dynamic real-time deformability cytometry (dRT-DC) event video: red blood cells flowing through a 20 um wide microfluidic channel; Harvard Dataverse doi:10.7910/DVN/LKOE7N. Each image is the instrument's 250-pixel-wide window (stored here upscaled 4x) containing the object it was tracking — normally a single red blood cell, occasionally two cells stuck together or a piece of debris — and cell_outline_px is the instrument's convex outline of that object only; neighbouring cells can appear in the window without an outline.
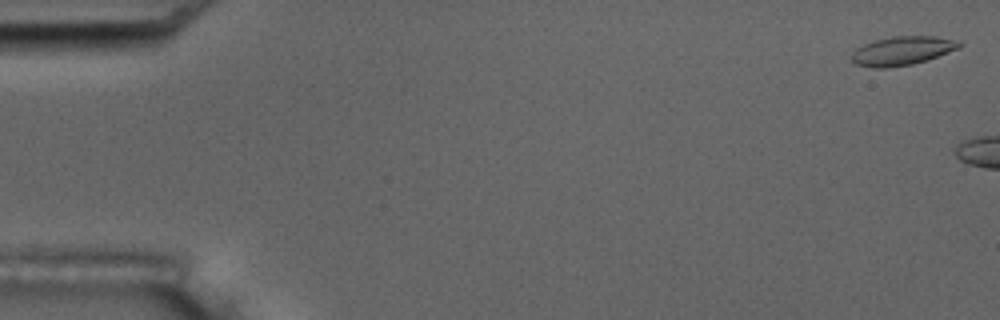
{"species": "common noctule bat (a hibernating species)", "species_latin": "Nyctalus noctula", "temperature_condition": "room temperature", "stored_images_in_passage": 6, "camera_frame_rate_fps": 3000, "um_per_image_px": 0.085, "animal": {"sex": "male", "body_mass_g": 17.5, "forearm_length_mm": 52.3}, "frame": {"image": 1, "passage_image": 1, "time_ms": 0.0, "image_size_px": [1000, 320], "cell_outline_px": [[964, 44], [960, 48], [928, 60], [912, 64], [888, 68], [872, 68], [856, 64], [852, 60], [852, 52], [856, 48], [864, 44], [876, 40], [892, 36], [936, 36], [952, 40]], "centroid_in_image_um": [76.69, 4.32], "position_along_channel_um": 8.3, "area_um2": 18.09}}